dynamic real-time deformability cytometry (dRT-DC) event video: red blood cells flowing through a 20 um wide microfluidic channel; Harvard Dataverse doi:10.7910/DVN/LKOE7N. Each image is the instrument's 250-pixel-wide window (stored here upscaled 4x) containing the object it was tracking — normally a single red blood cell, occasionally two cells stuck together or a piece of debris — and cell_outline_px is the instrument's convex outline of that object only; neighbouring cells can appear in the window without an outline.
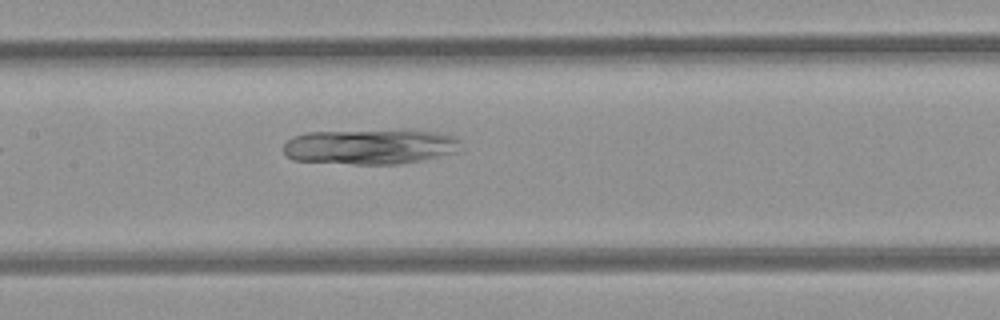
{"species": "common noctule bat (a hibernating species)", "species_latin": "Nyctalus noctula", "temperature_condition": "room temperature", "stored_images_in_passage": 7, "camera_frame_rate_fps": 3000, "um_per_image_px": 0.085, "animal": {"sex": "female", "body_mass_g": 21.9}, "frame": {"image": 1, "passage_image": 7, "time_ms": 2.0, "image_size_px": [1000, 320], "cell_outline_px": [[460, 140], [452, 152], [420, 160], [396, 164], [352, 164], [292, 160], [284, 152], [284, 144], [292, 136], [308, 132], [432, 132], [452, 136]], "centroid_in_image_um": [31.31, 12.5], "position_along_channel_um": 176.1, "area_um2": 34.8}}